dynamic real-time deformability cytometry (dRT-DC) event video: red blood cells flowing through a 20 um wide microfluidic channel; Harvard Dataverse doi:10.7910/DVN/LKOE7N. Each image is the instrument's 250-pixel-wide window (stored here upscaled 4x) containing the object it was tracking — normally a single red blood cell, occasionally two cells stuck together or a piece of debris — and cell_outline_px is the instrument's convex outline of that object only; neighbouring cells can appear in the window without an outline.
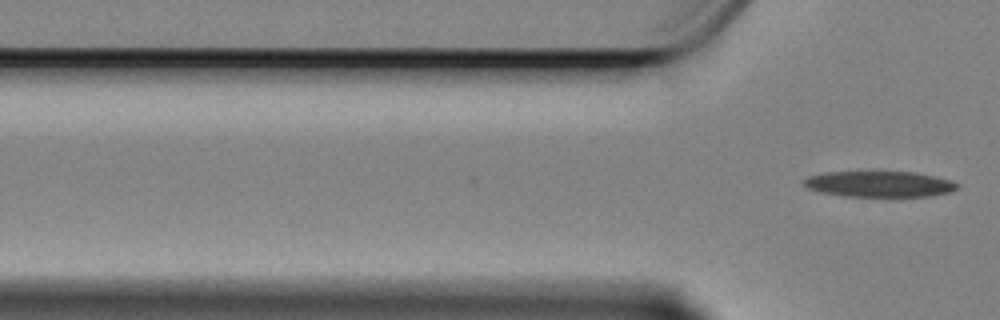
{"species": "Egyptian fruit bat (a non-hibernating species)", "species_latin": "Rousettus aegyptiacus", "temperature_condition": "cold", "stored_images_in_passage": 2, "camera_frame_rate_fps": 3000, "um_per_image_px": 0.085, "animal": {"sex": "female"}, "frame": {"image": 1, "passage_image": 2, "time_ms": 0.333, "image_size_px": [1000, 320], "cell_outline_px": [[960, 188], [948, 192], [928, 196], [844, 196], [820, 192], [808, 188], [804, 184], [804, 180], [808, 176], [828, 172], [916, 172], [936, 176], [952, 180], [960, 184]], "centroid_in_image_um": [74.8, 15.64], "position_along_channel_um": 51.0, "area_um2": 23.06}}